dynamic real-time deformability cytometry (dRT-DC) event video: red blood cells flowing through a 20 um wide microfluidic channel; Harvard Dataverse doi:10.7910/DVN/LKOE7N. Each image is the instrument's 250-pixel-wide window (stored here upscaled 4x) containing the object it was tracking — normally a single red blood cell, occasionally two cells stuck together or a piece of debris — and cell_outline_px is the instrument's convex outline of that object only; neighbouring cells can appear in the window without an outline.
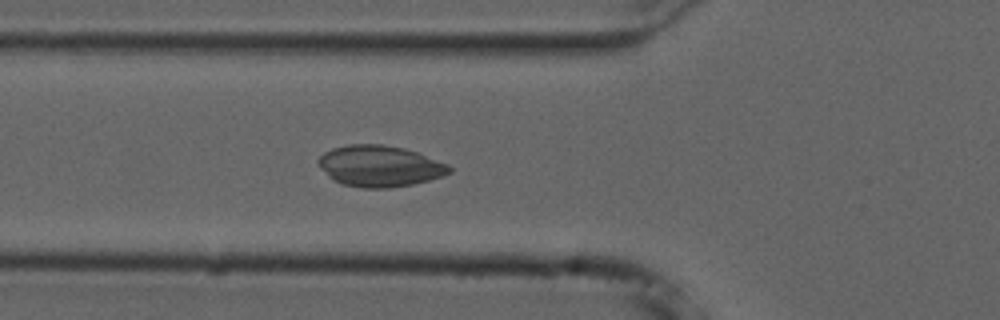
{"species": "common noctule bat (a hibernating species)", "species_latin": "Nyctalus noctula", "temperature_condition": "cold", "stored_images_in_passage": 44, "camera_frame_rate_fps": 3000, "um_per_image_px": 0.085, "animal": {"sex": "male", "forearm_length_mm": 52.5}, "frame": {"image": 1, "passage_image": 11, "time_ms": 3.333, "image_size_px": [1000, 320], "cell_outline_px": [[452, 172], [444, 176], [412, 184], [388, 188], [364, 188], [344, 184], [332, 180], [316, 164], [316, 160], [324, 152], [332, 148], [348, 144], [380, 144], [404, 148], [416, 152], [448, 164], [452, 168]], "centroid_in_image_um": [32.25, 14.11], "position_along_channel_um": 93.6, "area_um2": 31.56}}
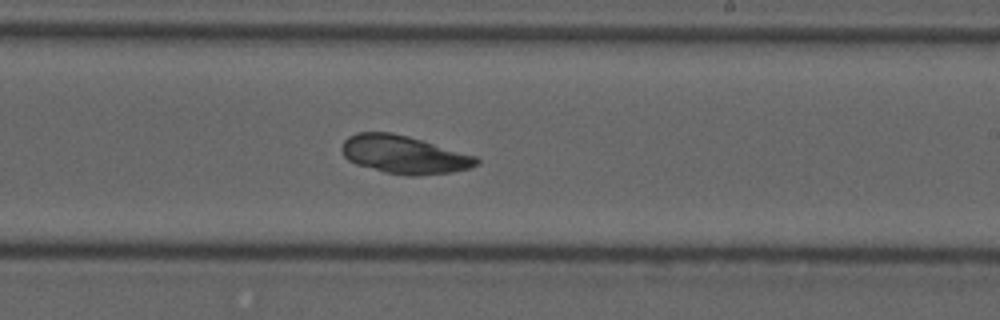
{"frame": {"image": 2, "passage_image": 24, "time_ms": 7.667, "image_size_px": [1000, 320], "cell_outline_px": [[480, 160], [476, 164], [468, 168], [452, 172], [416, 176], [408, 176], [384, 172], [356, 164], [348, 160], [344, 156], [340, 148], [344, 140], [348, 136], [356, 132], [392, 132], [408, 136], [476, 156]], "centroid_in_image_um": [34.29, 13.14], "position_along_channel_um": 254.7, "area_um2": 29.82}}
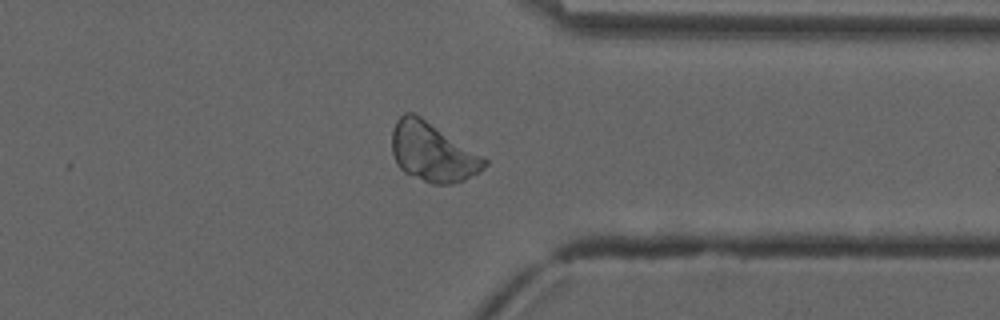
{"frame": {"image": 3, "passage_image": 34, "time_ms": 11.0, "image_size_px": [1000, 320], "cell_outline_px": [[488, 164], [480, 172], [464, 180], [448, 184], [432, 184], [404, 172], [396, 164], [392, 152], [392, 128], [396, 120], [404, 112], [412, 112], [420, 116], [484, 156], [488, 160]], "centroid_in_image_um": [36.77, 12.93], "position_along_channel_um": 374.6, "area_um2": 31.85}}